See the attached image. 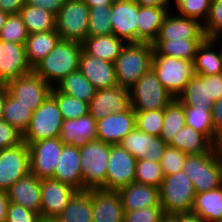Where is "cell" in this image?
Masks as SVG:
<instances>
[{
	"label": "cell",
	"instance_id": "74e56055",
	"mask_svg": "<svg viewBox=\"0 0 222 222\" xmlns=\"http://www.w3.org/2000/svg\"><path fill=\"white\" fill-rule=\"evenodd\" d=\"M184 105L175 98L165 109L160 138L170 144L176 133L185 126Z\"/></svg>",
	"mask_w": 222,
	"mask_h": 222
},
{
	"label": "cell",
	"instance_id": "6da1fadb",
	"mask_svg": "<svg viewBox=\"0 0 222 222\" xmlns=\"http://www.w3.org/2000/svg\"><path fill=\"white\" fill-rule=\"evenodd\" d=\"M82 50V43L60 39L53 50L33 67V71L53 88L64 77L79 70Z\"/></svg>",
	"mask_w": 222,
	"mask_h": 222
},
{
	"label": "cell",
	"instance_id": "7bdbcfd3",
	"mask_svg": "<svg viewBox=\"0 0 222 222\" xmlns=\"http://www.w3.org/2000/svg\"><path fill=\"white\" fill-rule=\"evenodd\" d=\"M212 0H172V10L188 18L199 20L202 24L207 20Z\"/></svg>",
	"mask_w": 222,
	"mask_h": 222
},
{
	"label": "cell",
	"instance_id": "7c38bea8",
	"mask_svg": "<svg viewBox=\"0 0 222 222\" xmlns=\"http://www.w3.org/2000/svg\"><path fill=\"white\" fill-rule=\"evenodd\" d=\"M64 145L60 137L30 143V172L39 179L53 178Z\"/></svg>",
	"mask_w": 222,
	"mask_h": 222
},
{
	"label": "cell",
	"instance_id": "f546056e",
	"mask_svg": "<svg viewBox=\"0 0 222 222\" xmlns=\"http://www.w3.org/2000/svg\"><path fill=\"white\" fill-rule=\"evenodd\" d=\"M169 146L183 151L186 155L214 151L213 143L204 134L186 125L176 133Z\"/></svg>",
	"mask_w": 222,
	"mask_h": 222
},
{
	"label": "cell",
	"instance_id": "f1b7e54d",
	"mask_svg": "<svg viewBox=\"0 0 222 222\" xmlns=\"http://www.w3.org/2000/svg\"><path fill=\"white\" fill-rule=\"evenodd\" d=\"M126 42L114 34L87 36L82 42L83 50L101 60L115 62Z\"/></svg>",
	"mask_w": 222,
	"mask_h": 222
},
{
	"label": "cell",
	"instance_id": "a7ac6f4b",
	"mask_svg": "<svg viewBox=\"0 0 222 222\" xmlns=\"http://www.w3.org/2000/svg\"><path fill=\"white\" fill-rule=\"evenodd\" d=\"M39 222H52V218H49V219H41Z\"/></svg>",
	"mask_w": 222,
	"mask_h": 222
},
{
	"label": "cell",
	"instance_id": "30bf717a",
	"mask_svg": "<svg viewBox=\"0 0 222 222\" xmlns=\"http://www.w3.org/2000/svg\"><path fill=\"white\" fill-rule=\"evenodd\" d=\"M30 172V154L27 143L0 149V189L8 191L20 178Z\"/></svg>",
	"mask_w": 222,
	"mask_h": 222
},
{
	"label": "cell",
	"instance_id": "03108f58",
	"mask_svg": "<svg viewBox=\"0 0 222 222\" xmlns=\"http://www.w3.org/2000/svg\"><path fill=\"white\" fill-rule=\"evenodd\" d=\"M9 16L8 13L0 10V30L3 28V26L6 23L7 17Z\"/></svg>",
	"mask_w": 222,
	"mask_h": 222
},
{
	"label": "cell",
	"instance_id": "6125c7cd",
	"mask_svg": "<svg viewBox=\"0 0 222 222\" xmlns=\"http://www.w3.org/2000/svg\"><path fill=\"white\" fill-rule=\"evenodd\" d=\"M85 4L90 8L94 6L112 5V0H83Z\"/></svg>",
	"mask_w": 222,
	"mask_h": 222
},
{
	"label": "cell",
	"instance_id": "484cf974",
	"mask_svg": "<svg viewBox=\"0 0 222 222\" xmlns=\"http://www.w3.org/2000/svg\"><path fill=\"white\" fill-rule=\"evenodd\" d=\"M97 121L87 114L80 118L63 120L60 131V140L65 145L82 147L90 140L96 139Z\"/></svg>",
	"mask_w": 222,
	"mask_h": 222
},
{
	"label": "cell",
	"instance_id": "003e7915",
	"mask_svg": "<svg viewBox=\"0 0 222 222\" xmlns=\"http://www.w3.org/2000/svg\"><path fill=\"white\" fill-rule=\"evenodd\" d=\"M7 87V82L3 79V77L0 74V90L5 89Z\"/></svg>",
	"mask_w": 222,
	"mask_h": 222
},
{
	"label": "cell",
	"instance_id": "e7e4bbea",
	"mask_svg": "<svg viewBox=\"0 0 222 222\" xmlns=\"http://www.w3.org/2000/svg\"><path fill=\"white\" fill-rule=\"evenodd\" d=\"M160 222H179V213L177 214H164Z\"/></svg>",
	"mask_w": 222,
	"mask_h": 222
},
{
	"label": "cell",
	"instance_id": "ab89813d",
	"mask_svg": "<svg viewBox=\"0 0 222 222\" xmlns=\"http://www.w3.org/2000/svg\"><path fill=\"white\" fill-rule=\"evenodd\" d=\"M32 115L33 111L29 107L19 103V100H16L9 92L7 93L2 117L4 121L23 134Z\"/></svg>",
	"mask_w": 222,
	"mask_h": 222
},
{
	"label": "cell",
	"instance_id": "60d3db41",
	"mask_svg": "<svg viewBox=\"0 0 222 222\" xmlns=\"http://www.w3.org/2000/svg\"><path fill=\"white\" fill-rule=\"evenodd\" d=\"M50 95L56 100L63 120L76 119L89 114V103L85 101L59 92L55 87L52 88Z\"/></svg>",
	"mask_w": 222,
	"mask_h": 222
},
{
	"label": "cell",
	"instance_id": "6f0895ef",
	"mask_svg": "<svg viewBox=\"0 0 222 222\" xmlns=\"http://www.w3.org/2000/svg\"><path fill=\"white\" fill-rule=\"evenodd\" d=\"M9 202L7 192L0 189V222H6Z\"/></svg>",
	"mask_w": 222,
	"mask_h": 222
},
{
	"label": "cell",
	"instance_id": "681fc988",
	"mask_svg": "<svg viewBox=\"0 0 222 222\" xmlns=\"http://www.w3.org/2000/svg\"><path fill=\"white\" fill-rule=\"evenodd\" d=\"M164 214L162 206L125 211L124 222H160Z\"/></svg>",
	"mask_w": 222,
	"mask_h": 222
},
{
	"label": "cell",
	"instance_id": "816d5d0a",
	"mask_svg": "<svg viewBox=\"0 0 222 222\" xmlns=\"http://www.w3.org/2000/svg\"><path fill=\"white\" fill-rule=\"evenodd\" d=\"M22 133L3 119L0 120V149L12 148L22 143Z\"/></svg>",
	"mask_w": 222,
	"mask_h": 222
},
{
	"label": "cell",
	"instance_id": "5b68a950",
	"mask_svg": "<svg viewBox=\"0 0 222 222\" xmlns=\"http://www.w3.org/2000/svg\"><path fill=\"white\" fill-rule=\"evenodd\" d=\"M195 194L193 183L183 170L165 176L159 188L160 204L166 214L190 212Z\"/></svg>",
	"mask_w": 222,
	"mask_h": 222
},
{
	"label": "cell",
	"instance_id": "94428289",
	"mask_svg": "<svg viewBox=\"0 0 222 222\" xmlns=\"http://www.w3.org/2000/svg\"><path fill=\"white\" fill-rule=\"evenodd\" d=\"M213 148L215 153L222 159V129L217 133Z\"/></svg>",
	"mask_w": 222,
	"mask_h": 222
},
{
	"label": "cell",
	"instance_id": "4fadbf2b",
	"mask_svg": "<svg viewBox=\"0 0 222 222\" xmlns=\"http://www.w3.org/2000/svg\"><path fill=\"white\" fill-rule=\"evenodd\" d=\"M137 159L119 144L111 145L106 174V190L118 191L135 180Z\"/></svg>",
	"mask_w": 222,
	"mask_h": 222
},
{
	"label": "cell",
	"instance_id": "277c9868",
	"mask_svg": "<svg viewBox=\"0 0 222 222\" xmlns=\"http://www.w3.org/2000/svg\"><path fill=\"white\" fill-rule=\"evenodd\" d=\"M182 170L192 181L195 193L207 192L222 185V159L215 151L187 155Z\"/></svg>",
	"mask_w": 222,
	"mask_h": 222
},
{
	"label": "cell",
	"instance_id": "2e32d148",
	"mask_svg": "<svg viewBox=\"0 0 222 222\" xmlns=\"http://www.w3.org/2000/svg\"><path fill=\"white\" fill-rule=\"evenodd\" d=\"M119 145L137 160L148 159L159 163L168 146L160 137L142 132L136 127L120 141Z\"/></svg>",
	"mask_w": 222,
	"mask_h": 222
},
{
	"label": "cell",
	"instance_id": "91938a15",
	"mask_svg": "<svg viewBox=\"0 0 222 222\" xmlns=\"http://www.w3.org/2000/svg\"><path fill=\"white\" fill-rule=\"evenodd\" d=\"M179 222H205L198 214L193 212L179 213Z\"/></svg>",
	"mask_w": 222,
	"mask_h": 222
},
{
	"label": "cell",
	"instance_id": "ee69618b",
	"mask_svg": "<svg viewBox=\"0 0 222 222\" xmlns=\"http://www.w3.org/2000/svg\"><path fill=\"white\" fill-rule=\"evenodd\" d=\"M164 177L159 162L148 159L137 160L134 182L160 188Z\"/></svg>",
	"mask_w": 222,
	"mask_h": 222
},
{
	"label": "cell",
	"instance_id": "2644e50d",
	"mask_svg": "<svg viewBox=\"0 0 222 222\" xmlns=\"http://www.w3.org/2000/svg\"><path fill=\"white\" fill-rule=\"evenodd\" d=\"M113 2H116V1H127V0H112Z\"/></svg>",
	"mask_w": 222,
	"mask_h": 222
},
{
	"label": "cell",
	"instance_id": "7402d4cb",
	"mask_svg": "<svg viewBox=\"0 0 222 222\" xmlns=\"http://www.w3.org/2000/svg\"><path fill=\"white\" fill-rule=\"evenodd\" d=\"M93 222H124L125 211L119 192L92 189Z\"/></svg>",
	"mask_w": 222,
	"mask_h": 222
},
{
	"label": "cell",
	"instance_id": "9f6ffc18",
	"mask_svg": "<svg viewBox=\"0 0 222 222\" xmlns=\"http://www.w3.org/2000/svg\"><path fill=\"white\" fill-rule=\"evenodd\" d=\"M211 114L214 129L218 133L222 129V97L213 103Z\"/></svg>",
	"mask_w": 222,
	"mask_h": 222
},
{
	"label": "cell",
	"instance_id": "8d00e7d4",
	"mask_svg": "<svg viewBox=\"0 0 222 222\" xmlns=\"http://www.w3.org/2000/svg\"><path fill=\"white\" fill-rule=\"evenodd\" d=\"M55 88L62 93L76 97L79 100L89 103L97 89L79 71H75L64 77Z\"/></svg>",
	"mask_w": 222,
	"mask_h": 222
},
{
	"label": "cell",
	"instance_id": "f6af8a7d",
	"mask_svg": "<svg viewBox=\"0 0 222 222\" xmlns=\"http://www.w3.org/2000/svg\"><path fill=\"white\" fill-rule=\"evenodd\" d=\"M164 119V109L135 111L136 128L152 136H160Z\"/></svg>",
	"mask_w": 222,
	"mask_h": 222
},
{
	"label": "cell",
	"instance_id": "1f68e13d",
	"mask_svg": "<svg viewBox=\"0 0 222 222\" xmlns=\"http://www.w3.org/2000/svg\"><path fill=\"white\" fill-rule=\"evenodd\" d=\"M177 99L186 106L212 108L215 102L210 97L209 75H194L187 83L185 90Z\"/></svg>",
	"mask_w": 222,
	"mask_h": 222
},
{
	"label": "cell",
	"instance_id": "89a4df30",
	"mask_svg": "<svg viewBox=\"0 0 222 222\" xmlns=\"http://www.w3.org/2000/svg\"><path fill=\"white\" fill-rule=\"evenodd\" d=\"M52 222H61V221L57 218H52Z\"/></svg>",
	"mask_w": 222,
	"mask_h": 222
},
{
	"label": "cell",
	"instance_id": "11a10c76",
	"mask_svg": "<svg viewBox=\"0 0 222 222\" xmlns=\"http://www.w3.org/2000/svg\"><path fill=\"white\" fill-rule=\"evenodd\" d=\"M26 0H0V10L10 14H19Z\"/></svg>",
	"mask_w": 222,
	"mask_h": 222
},
{
	"label": "cell",
	"instance_id": "f35d334b",
	"mask_svg": "<svg viewBox=\"0 0 222 222\" xmlns=\"http://www.w3.org/2000/svg\"><path fill=\"white\" fill-rule=\"evenodd\" d=\"M184 111L186 126L204 134L214 144L217 132L214 129L211 109L201 105L199 107L184 105Z\"/></svg>",
	"mask_w": 222,
	"mask_h": 222
},
{
	"label": "cell",
	"instance_id": "52a82bcc",
	"mask_svg": "<svg viewBox=\"0 0 222 222\" xmlns=\"http://www.w3.org/2000/svg\"><path fill=\"white\" fill-rule=\"evenodd\" d=\"M62 114L56 100L49 95L33 112L27 129L22 134L23 142L28 145L43 139L60 137Z\"/></svg>",
	"mask_w": 222,
	"mask_h": 222
},
{
	"label": "cell",
	"instance_id": "b9f144b4",
	"mask_svg": "<svg viewBox=\"0 0 222 222\" xmlns=\"http://www.w3.org/2000/svg\"><path fill=\"white\" fill-rule=\"evenodd\" d=\"M111 5L89 8L88 36L112 34Z\"/></svg>",
	"mask_w": 222,
	"mask_h": 222
},
{
	"label": "cell",
	"instance_id": "be15d7a7",
	"mask_svg": "<svg viewBox=\"0 0 222 222\" xmlns=\"http://www.w3.org/2000/svg\"><path fill=\"white\" fill-rule=\"evenodd\" d=\"M7 93H8L7 88L0 90V120L3 117L4 105H5V99H6Z\"/></svg>",
	"mask_w": 222,
	"mask_h": 222
},
{
	"label": "cell",
	"instance_id": "e0dca14e",
	"mask_svg": "<svg viewBox=\"0 0 222 222\" xmlns=\"http://www.w3.org/2000/svg\"><path fill=\"white\" fill-rule=\"evenodd\" d=\"M204 40L203 24L194 18L181 16L171 9L163 20L156 40Z\"/></svg>",
	"mask_w": 222,
	"mask_h": 222
},
{
	"label": "cell",
	"instance_id": "83f0119b",
	"mask_svg": "<svg viewBox=\"0 0 222 222\" xmlns=\"http://www.w3.org/2000/svg\"><path fill=\"white\" fill-rule=\"evenodd\" d=\"M172 7L139 6L137 15V42L156 40L163 20Z\"/></svg>",
	"mask_w": 222,
	"mask_h": 222
},
{
	"label": "cell",
	"instance_id": "7a4b0ae2",
	"mask_svg": "<svg viewBox=\"0 0 222 222\" xmlns=\"http://www.w3.org/2000/svg\"><path fill=\"white\" fill-rule=\"evenodd\" d=\"M153 53L152 43H126L114 62L118 86L132 88L151 69Z\"/></svg>",
	"mask_w": 222,
	"mask_h": 222
},
{
	"label": "cell",
	"instance_id": "836d02e7",
	"mask_svg": "<svg viewBox=\"0 0 222 222\" xmlns=\"http://www.w3.org/2000/svg\"><path fill=\"white\" fill-rule=\"evenodd\" d=\"M57 219L61 222H93L92 189L78 191Z\"/></svg>",
	"mask_w": 222,
	"mask_h": 222
},
{
	"label": "cell",
	"instance_id": "f5cc1de1",
	"mask_svg": "<svg viewBox=\"0 0 222 222\" xmlns=\"http://www.w3.org/2000/svg\"><path fill=\"white\" fill-rule=\"evenodd\" d=\"M65 0H26L27 4L40 7L46 11L57 15Z\"/></svg>",
	"mask_w": 222,
	"mask_h": 222
},
{
	"label": "cell",
	"instance_id": "680465c9",
	"mask_svg": "<svg viewBox=\"0 0 222 222\" xmlns=\"http://www.w3.org/2000/svg\"><path fill=\"white\" fill-rule=\"evenodd\" d=\"M139 6L172 7V0H133Z\"/></svg>",
	"mask_w": 222,
	"mask_h": 222
},
{
	"label": "cell",
	"instance_id": "5bb4252c",
	"mask_svg": "<svg viewBox=\"0 0 222 222\" xmlns=\"http://www.w3.org/2000/svg\"><path fill=\"white\" fill-rule=\"evenodd\" d=\"M77 192L56 179H41V219L57 218Z\"/></svg>",
	"mask_w": 222,
	"mask_h": 222
},
{
	"label": "cell",
	"instance_id": "d6986e66",
	"mask_svg": "<svg viewBox=\"0 0 222 222\" xmlns=\"http://www.w3.org/2000/svg\"><path fill=\"white\" fill-rule=\"evenodd\" d=\"M135 127V111L132 108L123 113H110L97 121L96 139L116 145Z\"/></svg>",
	"mask_w": 222,
	"mask_h": 222
},
{
	"label": "cell",
	"instance_id": "ffe728a7",
	"mask_svg": "<svg viewBox=\"0 0 222 222\" xmlns=\"http://www.w3.org/2000/svg\"><path fill=\"white\" fill-rule=\"evenodd\" d=\"M33 71L25 51V44L0 40V74L8 82Z\"/></svg>",
	"mask_w": 222,
	"mask_h": 222
},
{
	"label": "cell",
	"instance_id": "e575fe53",
	"mask_svg": "<svg viewBox=\"0 0 222 222\" xmlns=\"http://www.w3.org/2000/svg\"><path fill=\"white\" fill-rule=\"evenodd\" d=\"M203 40H155L153 55L175 57L177 59L195 60L198 46Z\"/></svg>",
	"mask_w": 222,
	"mask_h": 222
},
{
	"label": "cell",
	"instance_id": "4316f807",
	"mask_svg": "<svg viewBox=\"0 0 222 222\" xmlns=\"http://www.w3.org/2000/svg\"><path fill=\"white\" fill-rule=\"evenodd\" d=\"M194 68L196 75H218L222 73L221 39L205 38L202 41L196 52Z\"/></svg>",
	"mask_w": 222,
	"mask_h": 222
},
{
	"label": "cell",
	"instance_id": "cb8c5ba5",
	"mask_svg": "<svg viewBox=\"0 0 222 222\" xmlns=\"http://www.w3.org/2000/svg\"><path fill=\"white\" fill-rule=\"evenodd\" d=\"M10 202L40 214L41 179L29 173L7 191Z\"/></svg>",
	"mask_w": 222,
	"mask_h": 222
},
{
	"label": "cell",
	"instance_id": "f907efd6",
	"mask_svg": "<svg viewBox=\"0 0 222 222\" xmlns=\"http://www.w3.org/2000/svg\"><path fill=\"white\" fill-rule=\"evenodd\" d=\"M41 216L21 205L9 202L6 222H39Z\"/></svg>",
	"mask_w": 222,
	"mask_h": 222
},
{
	"label": "cell",
	"instance_id": "9c48e42d",
	"mask_svg": "<svg viewBox=\"0 0 222 222\" xmlns=\"http://www.w3.org/2000/svg\"><path fill=\"white\" fill-rule=\"evenodd\" d=\"M89 7L83 0H65L56 15V31L62 40L82 43L88 36Z\"/></svg>",
	"mask_w": 222,
	"mask_h": 222
},
{
	"label": "cell",
	"instance_id": "db71d44e",
	"mask_svg": "<svg viewBox=\"0 0 222 222\" xmlns=\"http://www.w3.org/2000/svg\"><path fill=\"white\" fill-rule=\"evenodd\" d=\"M210 97L216 101L222 97V73L209 75Z\"/></svg>",
	"mask_w": 222,
	"mask_h": 222
},
{
	"label": "cell",
	"instance_id": "3957f363",
	"mask_svg": "<svg viewBox=\"0 0 222 222\" xmlns=\"http://www.w3.org/2000/svg\"><path fill=\"white\" fill-rule=\"evenodd\" d=\"M111 144L97 139L79 147L83 191L102 188L106 190V174Z\"/></svg>",
	"mask_w": 222,
	"mask_h": 222
},
{
	"label": "cell",
	"instance_id": "8fae6325",
	"mask_svg": "<svg viewBox=\"0 0 222 222\" xmlns=\"http://www.w3.org/2000/svg\"><path fill=\"white\" fill-rule=\"evenodd\" d=\"M8 92L33 112L51 94L52 87L34 71L7 82Z\"/></svg>",
	"mask_w": 222,
	"mask_h": 222
},
{
	"label": "cell",
	"instance_id": "bcb514c9",
	"mask_svg": "<svg viewBox=\"0 0 222 222\" xmlns=\"http://www.w3.org/2000/svg\"><path fill=\"white\" fill-rule=\"evenodd\" d=\"M28 38L26 26L19 14H10L0 30V40L25 44Z\"/></svg>",
	"mask_w": 222,
	"mask_h": 222
},
{
	"label": "cell",
	"instance_id": "d4e9b609",
	"mask_svg": "<svg viewBox=\"0 0 222 222\" xmlns=\"http://www.w3.org/2000/svg\"><path fill=\"white\" fill-rule=\"evenodd\" d=\"M124 211L161 206L159 188L133 182L118 190Z\"/></svg>",
	"mask_w": 222,
	"mask_h": 222
},
{
	"label": "cell",
	"instance_id": "ac0fdd59",
	"mask_svg": "<svg viewBox=\"0 0 222 222\" xmlns=\"http://www.w3.org/2000/svg\"><path fill=\"white\" fill-rule=\"evenodd\" d=\"M139 5L133 0L116 1L111 5L112 34L126 43L137 42Z\"/></svg>",
	"mask_w": 222,
	"mask_h": 222
},
{
	"label": "cell",
	"instance_id": "c3c4849f",
	"mask_svg": "<svg viewBox=\"0 0 222 222\" xmlns=\"http://www.w3.org/2000/svg\"><path fill=\"white\" fill-rule=\"evenodd\" d=\"M186 157L183 151L168 145L160 161L164 176L182 171Z\"/></svg>",
	"mask_w": 222,
	"mask_h": 222
},
{
	"label": "cell",
	"instance_id": "d6a6232c",
	"mask_svg": "<svg viewBox=\"0 0 222 222\" xmlns=\"http://www.w3.org/2000/svg\"><path fill=\"white\" fill-rule=\"evenodd\" d=\"M191 212L198 214L205 222L222 220V185L196 193Z\"/></svg>",
	"mask_w": 222,
	"mask_h": 222
},
{
	"label": "cell",
	"instance_id": "9a60e30c",
	"mask_svg": "<svg viewBox=\"0 0 222 222\" xmlns=\"http://www.w3.org/2000/svg\"><path fill=\"white\" fill-rule=\"evenodd\" d=\"M131 108L130 92L126 87L98 89L89 102V114L96 120L110 113H123Z\"/></svg>",
	"mask_w": 222,
	"mask_h": 222
},
{
	"label": "cell",
	"instance_id": "4dcf8cb0",
	"mask_svg": "<svg viewBox=\"0 0 222 222\" xmlns=\"http://www.w3.org/2000/svg\"><path fill=\"white\" fill-rule=\"evenodd\" d=\"M60 39L56 29L28 34L25 51L32 68L53 50Z\"/></svg>",
	"mask_w": 222,
	"mask_h": 222
},
{
	"label": "cell",
	"instance_id": "8992f818",
	"mask_svg": "<svg viewBox=\"0 0 222 222\" xmlns=\"http://www.w3.org/2000/svg\"><path fill=\"white\" fill-rule=\"evenodd\" d=\"M151 69L163 87L177 98L195 75L194 61L175 57L153 55Z\"/></svg>",
	"mask_w": 222,
	"mask_h": 222
},
{
	"label": "cell",
	"instance_id": "44dd1931",
	"mask_svg": "<svg viewBox=\"0 0 222 222\" xmlns=\"http://www.w3.org/2000/svg\"><path fill=\"white\" fill-rule=\"evenodd\" d=\"M79 71L97 90L118 86L115 63L91 56L84 50L79 59Z\"/></svg>",
	"mask_w": 222,
	"mask_h": 222
},
{
	"label": "cell",
	"instance_id": "d590c367",
	"mask_svg": "<svg viewBox=\"0 0 222 222\" xmlns=\"http://www.w3.org/2000/svg\"><path fill=\"white\" fill-rule=\"evenodd\" d=\"M19 15L26 26L28 34L56 29V15L40 7L25 3Z\"/></svg>",
	"mask_w": 222,
	"mask_h": 222
},
{
	"label": "cell",
	"instance_id": "603a6c76",
	"mask_svg": "<svg viewBox=\"0 0 222 222\" xmlns=\"http://www.w3.org/2000/svg\"><path fill=\"white\" fill-rule=\"evenodd\" d=\"M53 179L83 191L79 147L71 144L63 146Z\"/></svg>",
	"mask_w": 222,
	"mask_h": 222
},
{
	"label": "cell",
	"instance_id": "7dc6e473",
	"mask_svg": "<svg viewBox=\"0 0 222 222\" xmlns=\"http://www.w3.org/2000/svg\"><path fill=\"white\" fill-rule=\"evenodd\" d=\"M205 37L222 39V0H212L207 20L203 24Z\"/></svg>",
	"mask_w": 222,
	"mask_h": 222
},
{
	"label": "cell",
	"instance_id": "ba28073f",
	"mask_svg": "<svg viewBox=\"0 0 222 222\" xmlns=\"http://www.w3.org/2000/svg\"><path fill=\"white\" fill-rule=\"evenodd\" d=\"M129 92L134 111L165 109L175 99L163 87L152 69L142 75Z\"/></svg>",
	"mask_w": 222,
	"mask_h": 222
}]
</instances>
